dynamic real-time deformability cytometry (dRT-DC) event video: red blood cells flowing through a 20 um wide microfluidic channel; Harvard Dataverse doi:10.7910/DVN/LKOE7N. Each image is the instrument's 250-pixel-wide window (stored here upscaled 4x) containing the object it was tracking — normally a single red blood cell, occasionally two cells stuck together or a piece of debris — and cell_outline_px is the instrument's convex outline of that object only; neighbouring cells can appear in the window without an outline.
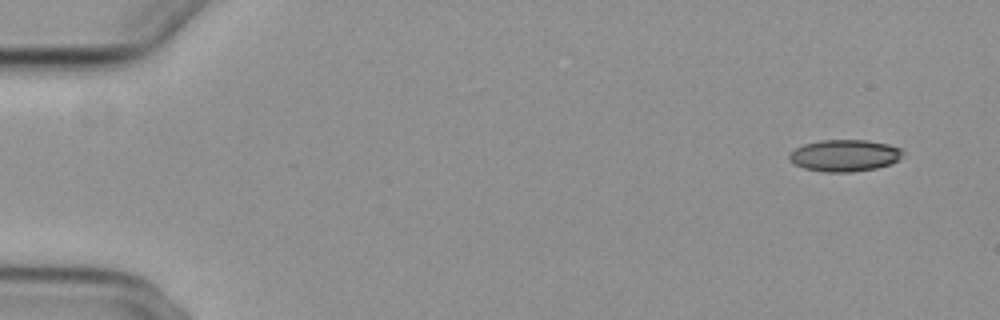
{"species": "common noctule bat (a hibernating species)", "species_latin": "Nyctalus noctula", "temperature_condition": "cold", "stored_images_in_passage": 4, "camera_frame_rate_fps": 3000, "um_per_image_px": 0.085, "animal": {"sex": "female", "body_mass_g": 29.2, "forearm_length_mm": 56.3}, "frame": {"image": 1, "passage_image": 1, "time_ms": 0.0, "image_size_px": [1000, 320], "cell_outline_px": [[900, 156], [896, 160], [888, 164], [876, 168], [852, 172], [824, 172], [804, 168], [788, 160], [788, 156], [796, 148], [804, 144], [820, 140], [864, 140], [888, 144], [900, 148]], "centroid_in_image_um": [71.73, 13.22], "position_along_channel_um": 13.3, "area_um2": 20.69}}
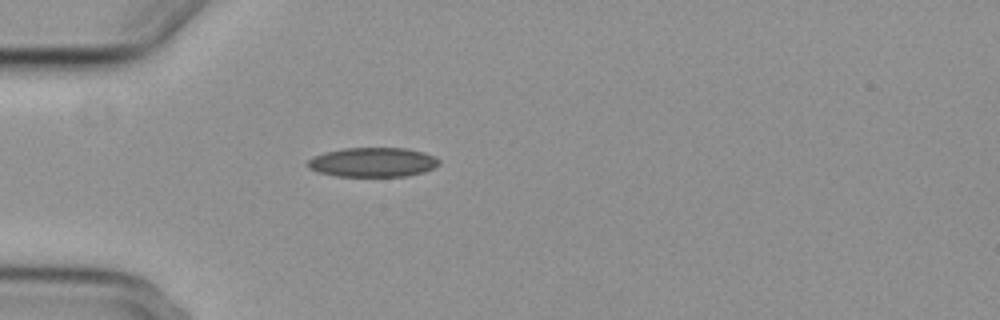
{"frame": {"image": 2, "passage_image": 4, "time_ms": 4.333, "image_size_px": [1000, 320], "cell_outline_px": [[440, 164], [424, 172], [404, 176], [336, 176], [316, 172], [308, 168], [308, 160], [312, 156], [324, 152], [344, 148], [408, 148], [424, 152], [440, 160]], "centroid_in_image_um": [31.66, 13.78], "position_along_channel_um": 53.3, "area_um2": 22.6}}